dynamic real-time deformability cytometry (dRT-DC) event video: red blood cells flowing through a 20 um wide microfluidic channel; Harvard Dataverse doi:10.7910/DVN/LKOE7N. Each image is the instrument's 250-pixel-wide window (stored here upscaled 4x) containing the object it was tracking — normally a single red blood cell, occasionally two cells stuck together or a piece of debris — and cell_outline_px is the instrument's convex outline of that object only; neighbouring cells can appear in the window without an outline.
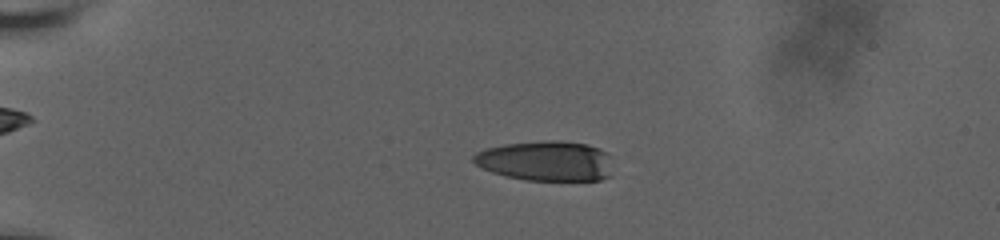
{"species": "human", "species_latin": "Homo sapiens", "temperature_condition": "room temperature", "stored_images_in_passage": 40, "camera_frame_rate_fps": 3000, "um_per_image_px": 0.085, "donor": {"sex": "male"}, "frame": {"image": 1, "passage_image": 24, "time_ms": 5.0, "image_size_px": [1000, 240], "cell_outline_px": [[608, 176], [600, 180], [528, 180], [504, 176], [492, 172], [476, 164], [472, 160], [472, 156], [476, 152], [488, 148], [504, 144], [548, 140], [560, 140], [588, 144], [600, 148], [608, 152]], "centroid_in_image_um": [46.37, 13.66], "position_along_channel_um": 38.6, "area_um2": 32.31}}
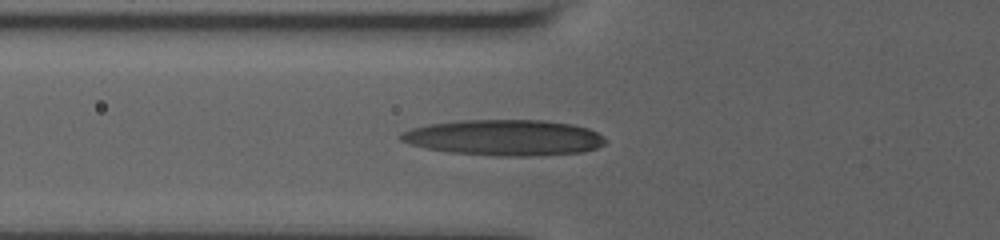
{"frame": {"image": 2, "passage_image": 38, "time_ms": 8.0, "image_size_px": [1000, 240], "cell_outline_px": [[608, 140], [604, 144], [596, 148], [584, 152], [528, 156], [492, 156], [448, 152], [424, 148], [400, 140], [396, 136], [400, 132], [412, 128], [432, 124], [464, 120], [544, 120], [572, 124], [588, 128], [604, 136]], "centroid_in_image_um": [42.87, 11.7], "position_along_channel_um": 82.9, "area_um2": 42.95}}